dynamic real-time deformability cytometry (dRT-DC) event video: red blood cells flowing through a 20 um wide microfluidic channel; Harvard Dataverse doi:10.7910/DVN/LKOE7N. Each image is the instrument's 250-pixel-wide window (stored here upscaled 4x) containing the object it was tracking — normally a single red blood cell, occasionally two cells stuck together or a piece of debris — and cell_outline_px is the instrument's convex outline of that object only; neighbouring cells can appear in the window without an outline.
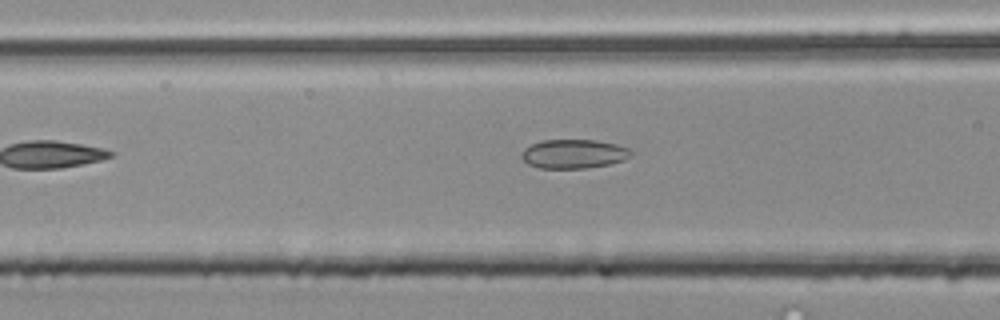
{"species": "common noctule bat (a hibernating species)", "species_latin": "Nyctalus noctula", "temperature_condition": "room temperature", "stored_images_in_passage": 6, "camera_frame_rate_fps": 3000, "um_per_image_px": 0.085, "animal": {"sex": "male", "body_mass_g": 20.4}, "frame": {"image": 1, "passage_image": 5, "time_ms": 1.333, "image_size_px": [1000, 320], "cell_outline_px": [[636, 152], [632, 156], [624, 160], [612, 164], [588, 168], [540, 168], [528, 164], [520, 156], [524, 148], [532, 144], [544, 140], [596, 140], [616, 144], [628, 148]], "centroid_in_image_um": [48.82, 13.08], "position_along_channel_um": 117.8, "area_um2": 18.73}}